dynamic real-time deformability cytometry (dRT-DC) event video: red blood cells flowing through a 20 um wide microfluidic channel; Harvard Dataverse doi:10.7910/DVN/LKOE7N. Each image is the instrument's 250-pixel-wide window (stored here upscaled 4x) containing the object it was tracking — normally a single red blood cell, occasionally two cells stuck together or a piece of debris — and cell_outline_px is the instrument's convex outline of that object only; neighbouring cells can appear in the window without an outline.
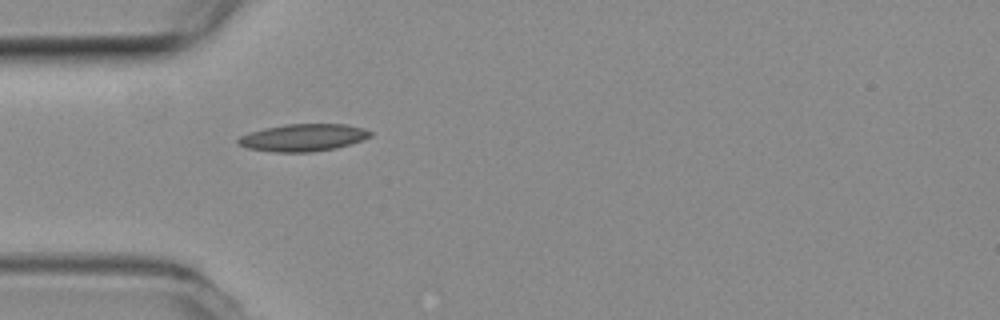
{"species": "common noctule bat (a hibernating species)", "species_latin": "Nyctalus noctula", "temperature_condition": "room temperature", "stored_images_in_passage": 1, "camera_frame_rate_fps": 3000, "um_per_image_px": 0.085, "animal": {"sex": "female", "body_mass_g": 19.3, "forearm_length_mm": 54.1}, "frame": {"image": 1, "passage_image": 1, "time_ms": 0.0, "image_size_px": [1000, 320], "cell_outline_px": [[372, 136], [336, 148], [312, 152], [276, 152], [248, 148], [240, 144], [236, 140], [240, 136], [264, 128], [288, 124], [344, 124], [364, 128], [372, 132]], "centroid_in_image_um": [25.78, 11.69], "position_along_channel_um": 59.2, "area_um2": 20.75}}